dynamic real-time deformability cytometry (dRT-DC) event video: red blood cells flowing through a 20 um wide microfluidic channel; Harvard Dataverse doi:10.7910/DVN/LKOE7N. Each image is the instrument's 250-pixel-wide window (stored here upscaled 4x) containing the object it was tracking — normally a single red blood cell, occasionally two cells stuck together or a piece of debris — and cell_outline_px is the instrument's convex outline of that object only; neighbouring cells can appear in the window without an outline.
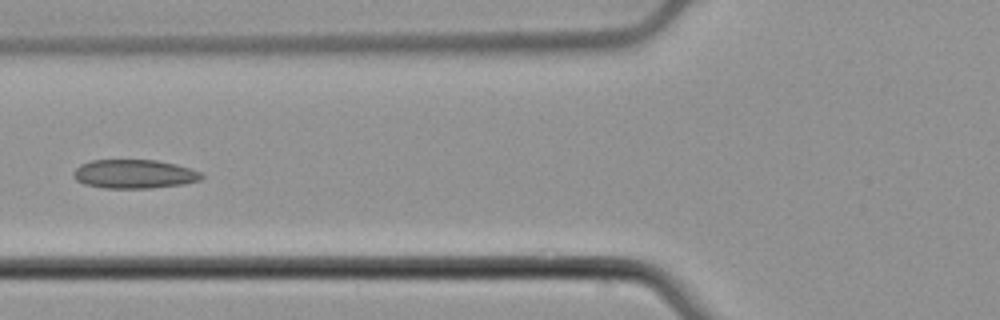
{"species": "common noctule bat (a hibernating species)", "species_latin": "Nyctalus noctula", "temperature_condition": "cold", "stored_images_in_passage": 5, "camera_frame_rate_fps": 3000, "um_per_image_px": 0.085, "animal": {"sex": "male", "body_mass_g": 21.5, "forearm_length_mm": 52.0}, "frame": {"image": 1, "passage_image": 5, "time_ms": 1.333, "image_size_px": [1000, 320], "cell_outline_px": [[204, 176], [200, 180], [184, 184], [152, 188], [104, 188], [84, 184], [76, 180], [72, 176], [72, 172], [80, 164], [92, 160], [156, 160], [176, 164], [200, 172]], "centroid_in_image_um": [11.38, 14.79], "position_along_channel_um": 114.4, "area_um2": 21.62}}